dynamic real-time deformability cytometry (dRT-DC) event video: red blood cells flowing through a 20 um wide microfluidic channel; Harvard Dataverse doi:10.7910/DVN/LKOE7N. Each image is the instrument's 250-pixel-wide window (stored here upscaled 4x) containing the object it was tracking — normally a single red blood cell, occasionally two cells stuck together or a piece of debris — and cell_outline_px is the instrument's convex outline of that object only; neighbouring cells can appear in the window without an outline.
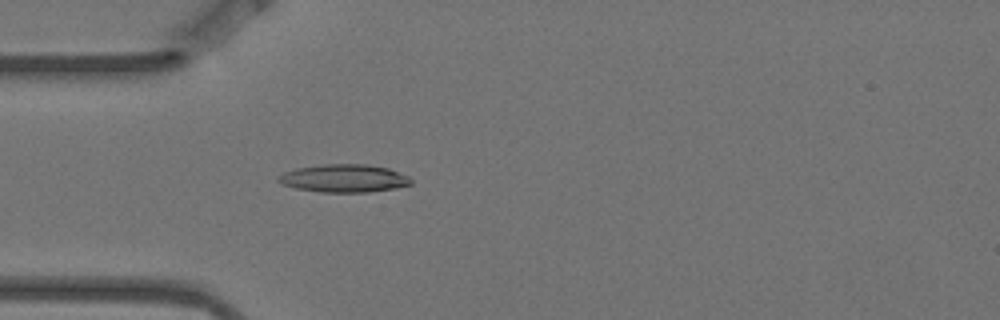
{"species": "Egyptian fruit bat (a non-hibernating species)", "species_latin": "Rousettus aegyptiacus", "temperature_condition": "warm", "stored_images_in_passage": 4, "camera_frame_rate_fps": 3000, "um_per_image_px": 0.085, "animal": {"sex": "female"}, "frame": {"image": 1, "passage_image": 4, "time_ms": 1.0, "image_size_px": [1000, 320], "cell_outline_px": [[412, 184], [396, 188], [368, 192], [320, 192], [296, 188], [280, 184], [276, 180], [276, 176], [284, 172], [296, 168], [324, 164], [368, 164], [388, 168], [408, 176], [412, 180]], "centroid_in_image_um": [29.21, 15.16], "position_along_channel_um": 55.8, "area_um2": 21.73}}